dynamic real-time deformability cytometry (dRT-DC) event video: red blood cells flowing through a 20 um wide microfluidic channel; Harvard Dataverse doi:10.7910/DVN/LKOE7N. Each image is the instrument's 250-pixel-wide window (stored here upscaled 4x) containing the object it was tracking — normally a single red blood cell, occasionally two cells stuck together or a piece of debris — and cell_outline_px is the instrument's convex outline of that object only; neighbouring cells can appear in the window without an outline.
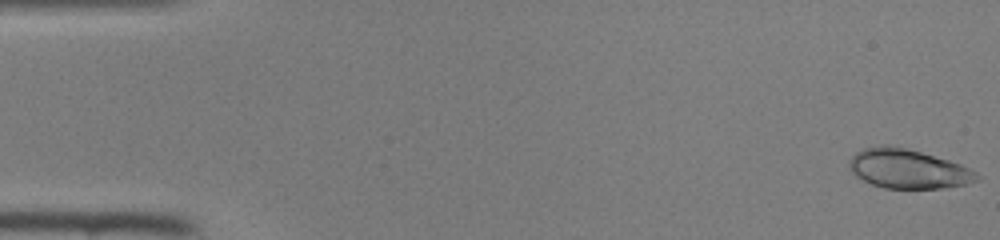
{"species": "common noctule bat (a hibernating species)", "species_latin": "Nyctalus noctula", "temperature_condition": "room temperature", "stored_images_in_passage": 46, "camera_frame_rate_fps": 3000, "um_per_image_px": 0.085, "animal": {"sex": "female", "body_mass_g": 22.0, "forearm_length_mm": 56.7}, "frame": {"image": 1, "passage_image": 1, "time_ms": 0.0, "image_size_px": [1000, 240], "cell_outline_px": [[980, 180], [964, 184], [944, 188], [884, 188], [872, 184], [856, 176], [852, 172], [848, 164], [848, 160], [856, 152], [864, 148], [884, 144], [888, 144], [920, 152], [948, 160], [960, 164], [976, 172], [980, 176]], "centroid_in_image_um": [77.16, 14.35], "position_along_channel_um": 7.8, "area_um2": 29.02}}
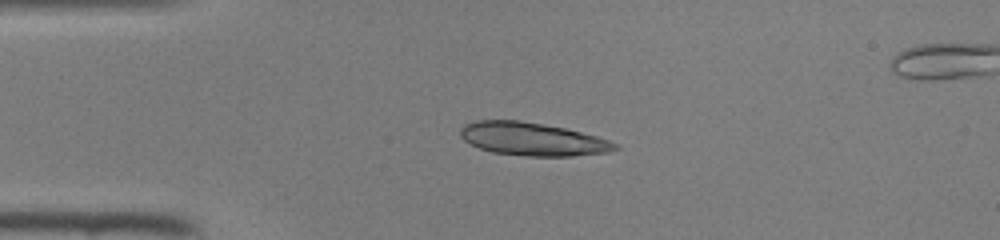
{"frame": {"image": 2, "passage_image": 11, "time_ms": 3.333, "image_size_px": [1000, 240], "cell_outline_px": [[620, 148], [608, 152], [572, 156], [528, 156], [492, 152], [480, 148], [464, 140], [460, 136], [460, 128], [464, 124], [476, 120], [520, 120], [544, 124], [564, 128], [596, 136], [608, 140], [616, 144]], "centroid_in_image_um": [45.23, 11.81], "position_along_channel_um": 39.8, "area_um2": 29.71}}